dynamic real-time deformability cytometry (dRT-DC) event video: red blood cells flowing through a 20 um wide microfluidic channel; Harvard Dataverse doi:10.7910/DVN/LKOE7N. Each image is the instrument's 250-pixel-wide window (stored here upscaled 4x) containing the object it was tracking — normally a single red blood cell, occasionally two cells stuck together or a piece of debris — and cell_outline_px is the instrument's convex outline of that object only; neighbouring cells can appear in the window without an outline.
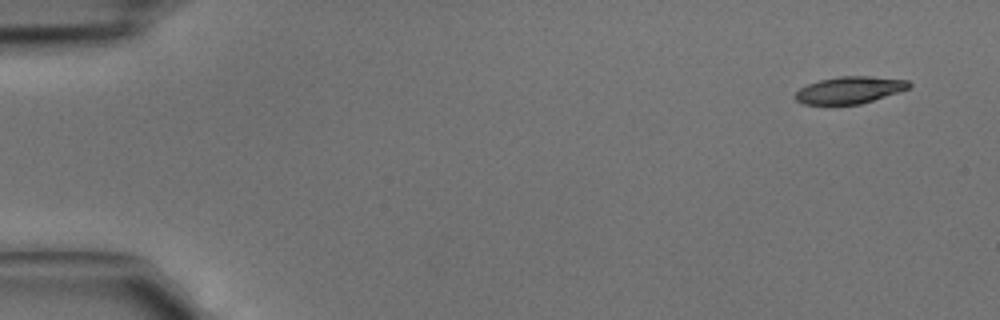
{"species": "common noctule bat (a hibernating species)", "species_latin": "Nyctalus noctula", "temperature_condition": "cold", "stored_images_in_passage": 3, "camera_frame_rate_fps": 3000, "um_per_image_px": 0.085, "animal": {"sex": "male", "body_mass_g": 15.6}, "frame": {"image": 1, "passage_image": 1, "time_ms": 0.0, "image_size_px": [1000, 320], "cell_outline_px": [[912, 84], [908, 88], [860, 104], [804, 104], [796, 100], [792, 96], [800, 88], [808, 84], [820, 80], [840, 76], [868, 76], [908, 80]], "centroid_in_image_um": [72.17, 7.65], "position_along_channel_um": 12.8, "area_um2": 17.63}}